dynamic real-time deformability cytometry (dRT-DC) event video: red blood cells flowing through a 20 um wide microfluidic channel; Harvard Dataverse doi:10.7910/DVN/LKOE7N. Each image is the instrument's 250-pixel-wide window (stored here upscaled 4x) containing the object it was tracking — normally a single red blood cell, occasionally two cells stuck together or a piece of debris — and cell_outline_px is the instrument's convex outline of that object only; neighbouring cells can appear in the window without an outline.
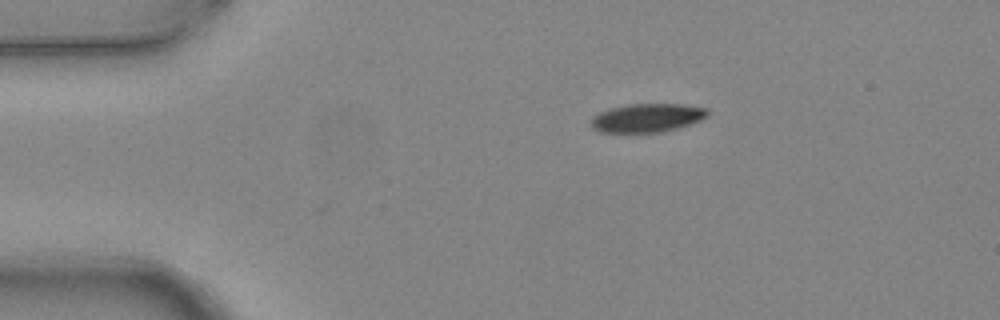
{"species": "common noctule bat (a hibernating species)", "species_latin": "Nyctalus noctula", "temperature_condition": "warm", "stored_images_in_passage": 4, "camera_frame_rate_fps": 3000, "um_per_image_px": 0.085, "animal": {"sex": "female", "body_mass_g": 24.6, "forearm_length_mm": 56.2}, "frame": {"image": 1, "passage_image": 1, "time_ms": 0.0, "image_size_px": [1000, 320], "cell_outline_px": [[708, 116], [692, 124], [660, 132], [600, 132], [592, 128], [592, 116], [608, 108], [628, 104], [680, 104], [708, 108]], "centroid_in_image_um": [55.01, 10.01], "position_along_channel_um": 30.0, "area_um2": 19.42}}
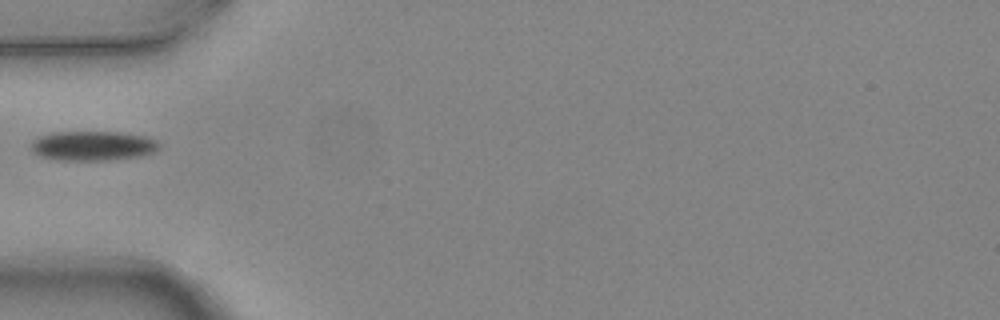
{"frame": {"image": 2, "passage_image": 3, "time_ms": 0.667, "image_size_px": [1000, 320], "cell_outline_px": [[160, 144], [152, 152], [136, 156], [104, 160], [64, 160], [40, 156], [32, 148], [32, 144], [40, 136], [52, 132], [120, 132], [144, 136], [156, 140]], "centroid_in_image_um": [7.89, 12.38], "position_along_channel_um": 77.1, "area_um2": 21.44}}
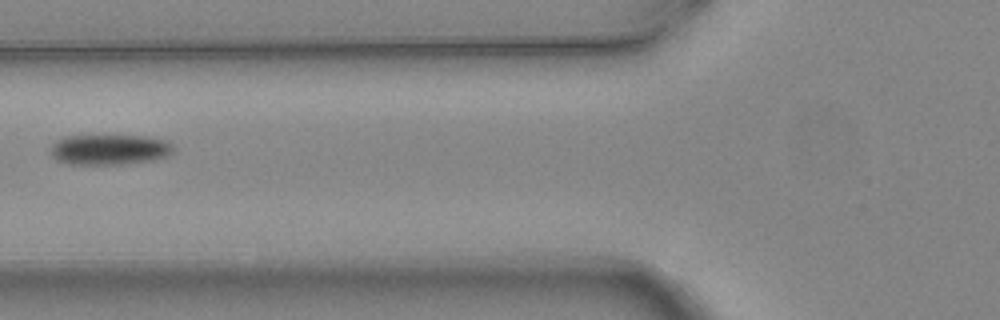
{"frame": {"image": 3, "passage_image": 4, "time_ms": 1.0, "image_size_px": [1000, 320], "cell_outline_px": [[176, 148], [168, 156], [152, 160], [124, 164], [68, 164], [56, 160], [52, 156], [52, 144], [56, 140], [64, 136], [144, 136], [164, 140], [172, 144]], "centroid_in_image_um": [9.31, 12.72], "position_along_channel_um": 116.5, "area_um2": 21.73}}